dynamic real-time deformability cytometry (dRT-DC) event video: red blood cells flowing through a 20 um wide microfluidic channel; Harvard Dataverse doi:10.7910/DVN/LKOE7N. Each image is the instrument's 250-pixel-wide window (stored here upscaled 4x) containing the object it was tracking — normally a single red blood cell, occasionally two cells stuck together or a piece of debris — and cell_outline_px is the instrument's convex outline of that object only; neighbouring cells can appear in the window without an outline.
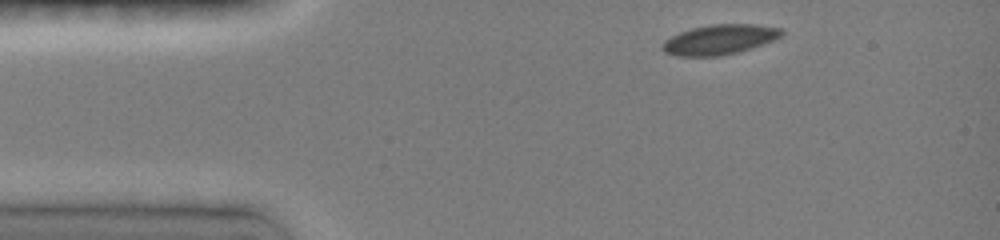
{"species": "common noctule bat (a hibernating species)", "species_latin": "Nyctalus noctula", "temperature_condition": "room temperature", "stored_images_in_passage": 23, "camera_frame_rate_fps": 3000, "um_per_image_px": 0.085, "animal": {"sex": "female", "body_mass_g": 19.0, "forearm_length_mm": 51.5}, "frame": {"image": 1, "passage_image": 1, "time_ms": 0.0, "image_size_px": [1000, 240], "cell_outline_px": [[784, 32], [780, 36], [764, 44], [740, 52], [720, 56], [676, 56], [664, 52], [660, 48], [660, 44], [664, 40], [680, 32], [692, 28], [712, 24], [756, 24], [784, 28]], "centroid_in_image_um": [61.15, 3.36], "position_along_channel_um": 23.8, "area_um2": 21.04}}
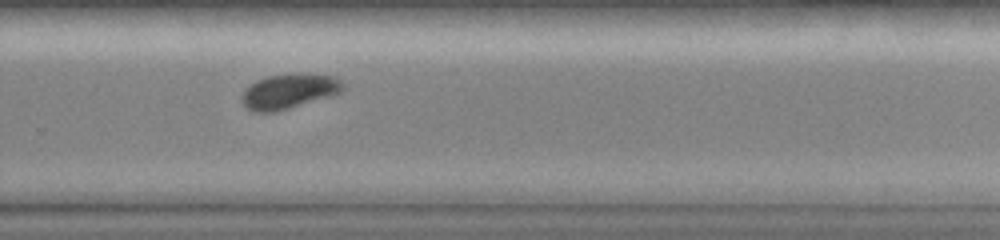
{"frame": {"image": 2, "passage_image": 17, "time_ms": 8.333, "image_size_px": [1000, 240], "cell_outline_px": [[348, 88], [344, 92], [332, 96], [288, 108], [272, 112], [256, 112], [248, 108], [244, 104], [244, 92], [256, 80], [268, 76], [296, 72], [308, 72], [336, 76]], "centroid_in_image_um": [24.71, 7.71], "position_along_channel_um": 305.1, "area_um2": 20.75}}
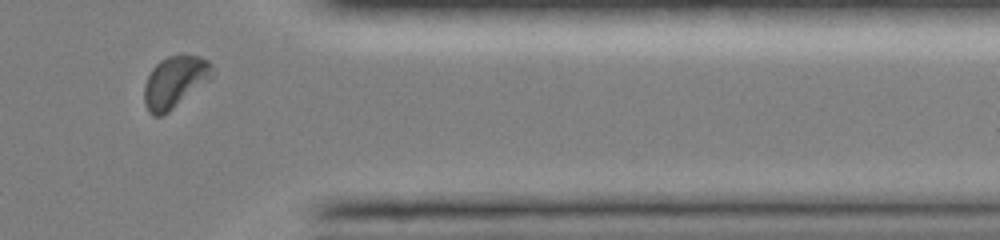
{"frame": {"image": 3, "passage_image": 21, "time_ms": 10.667, "image_size_px": [1000, 240], "cell_outline_px": [[212, 80], [168, 112], [160, 116], [152, 116], [148, 112], [144, 104], [144, 84], [152, 68], [160, 60], [168, 56], [200, 56], [208, 60], [212, 64]], "centroid_in_image_um": [14.87, 6.99], "position_along_channel_um": 396.5, "area_um2": 20.69}, "authors_computed_cell_mechanics": {"area_um2": 21.2704, "velocity_mm_per_s": 4.0589, "shape_relaxation_time_tau1_ms": 2.3539, "shape_relaxation_time_tau2_ms": null, "deformation_change_tau1": 0.0919, "deformation_change_tau2": null}}